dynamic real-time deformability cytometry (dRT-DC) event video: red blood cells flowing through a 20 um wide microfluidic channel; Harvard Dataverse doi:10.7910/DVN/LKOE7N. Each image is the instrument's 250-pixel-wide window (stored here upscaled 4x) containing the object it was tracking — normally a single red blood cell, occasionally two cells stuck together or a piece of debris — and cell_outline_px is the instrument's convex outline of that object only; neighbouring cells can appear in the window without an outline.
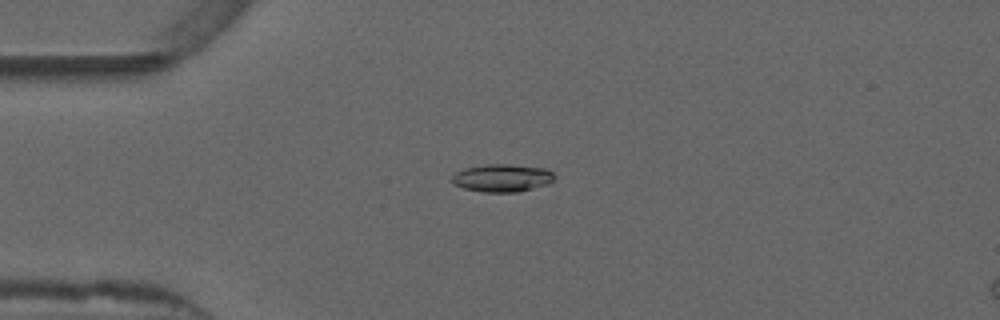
{"species": "common noctule bat (a hibernating species)", "species_latin": "Nyctalus noctula", "temperature_condition": "warm", "stored_images_in_passage": 8, "camera_frame_rate_fps": 3000, "um_per_image_px": 0.085, "animal": {"sex": "male", "forearm_length_mm": 52.5}, "frame": {"image": 1, "passage_image": 4, "time_ms": 1.0, "image_size_px": [1000, 320], "cell_outline_px": [[556, 176], [548, 184], [516, 192], [484, 192], [464, 188], [456, 184], [452, 180], [452, 176], [456, 172], [464, 168], [484, 164], [508, 164], [544, 168], [552, 172]], "centroid_in_image_um": [42.69, 15.11], "position_along_channel_um": 42.3, "area_um2": 16.42}}